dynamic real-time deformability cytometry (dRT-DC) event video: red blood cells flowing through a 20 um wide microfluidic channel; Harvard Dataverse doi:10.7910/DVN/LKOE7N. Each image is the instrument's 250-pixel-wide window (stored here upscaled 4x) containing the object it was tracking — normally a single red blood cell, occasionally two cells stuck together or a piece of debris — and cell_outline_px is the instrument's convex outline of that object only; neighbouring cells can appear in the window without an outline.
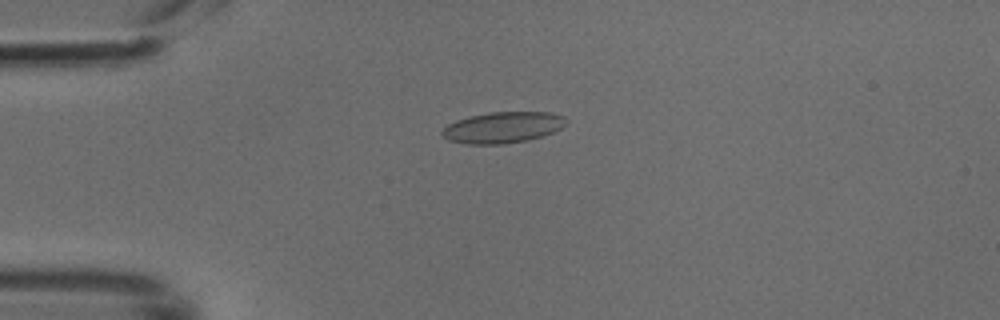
{"species": "common noctule bat (a hibernating species)", "species_latin": "Nyctalus noctula", "temperature_condition": "cold", "stored_images_in_passage": 44, "camera_frame_rate_fps": 3000, "um_per_image_px": 0.085, "animal": {"sex": "male", "body_mass_g": 18.8}, "frame": {"image": 1, "passage_image": 7, "time_ms": 2.0, "image_size_px": [1000, 320], "cell_outline_px": [[568, 120], [560, 128], [544, 136], [524, 140], [500, 144], [468, 144], [448, 140], [440, 132], [448, 124], [456, 120], [468, 116], [488, 112], [552, 112], [564, 116]], "centroid_in_image_um": [42.73, 10.82], "position_along_channel_um": 42.3, "area_um2": 22.43}}
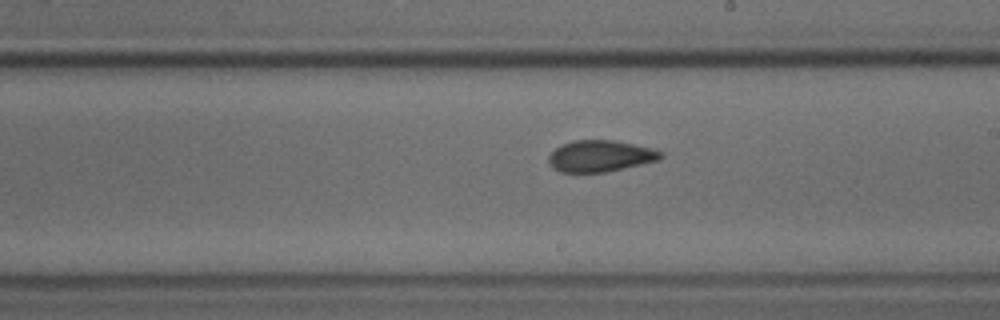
{"frame": {"image": 2, "passage_image": 23, "time_ms": 7.333, "image_size_px": [1000, 320], "cell_outline_px": [[664, 156], [660, 160], [604, 172], [560, 172], [552, 168], [548, 164], [548, 156], [556, 148], [564, 144], [576, 140], [616, 140], [664, 152]], "centroid_in_image_um": [51.01, 13.27], "position_along_channel_um": 238.0, "area_um2": 20.4}}
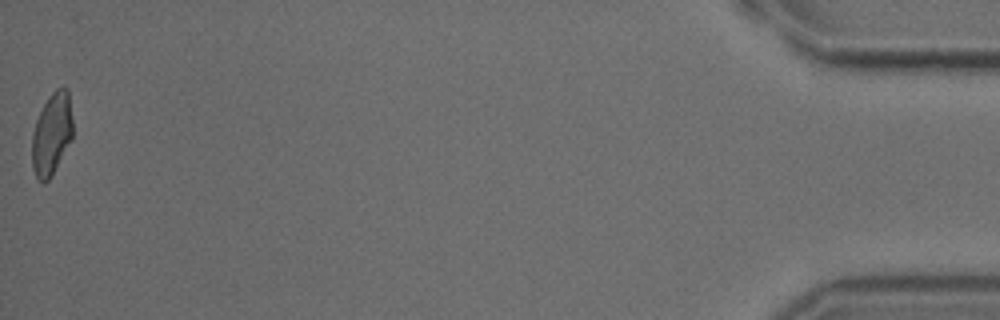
{"frame": {"image": 3, "passage_image": 44, "time_ms": 14.333, "image_size_px": [1000, 320], "cell_outline_px": [[72, 140], [52, 176], [44, 184], [36, 180], [32, 168], [32, 132], [36, 120], [44, 104], [52, 92], [56, 88], [68, 88], [72, 120]], "centroid_in_image_um": [4.39, 11.45], "position_along_channel_um": 430.8, "area_um2": 19.77}}